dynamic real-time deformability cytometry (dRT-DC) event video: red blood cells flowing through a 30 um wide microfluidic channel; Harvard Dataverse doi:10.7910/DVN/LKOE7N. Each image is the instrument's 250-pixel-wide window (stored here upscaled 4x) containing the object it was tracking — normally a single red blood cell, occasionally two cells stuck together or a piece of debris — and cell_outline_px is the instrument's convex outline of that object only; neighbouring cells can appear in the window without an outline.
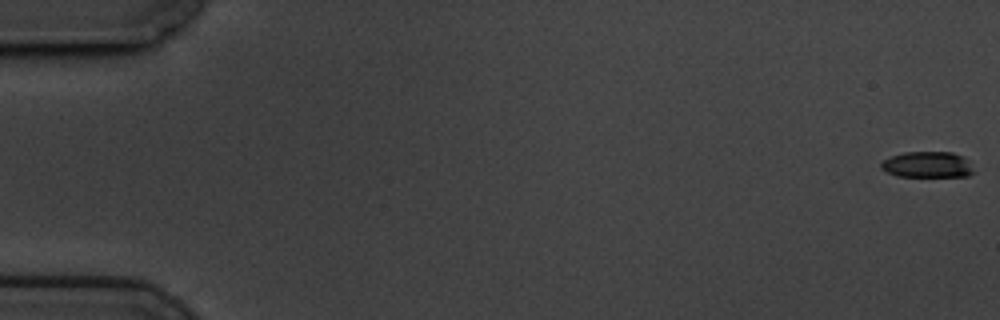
{"species": "common noctule bat (a hibernating species)", "species_latin": "Nyctalus noctula", "temperature_condition": "cold", "stored_images_in_passage": 55, "camera_frame_rate_fps": 3000, "um_per_image_px": 0.085, "animal": {"sex": "male", "body_mass_g": 19.5, "forearm_length_mm": 54.6}, "frame": {"image": 1, "passage_image": 1, "time_ms": 0.0, "image_size_px": [1000, 320], "cell_outline_px": [[976, 172], [968, 176], [896, 176], [880, 168], [880, 164], [884, 160], [892, 156], [904, 152], [952, 152], [964, 156], [968, 160]], "centroid_in_image_um": [78.87, 13.99], "position_along_channel_um": 6.1, "area_um2": 14.1}}
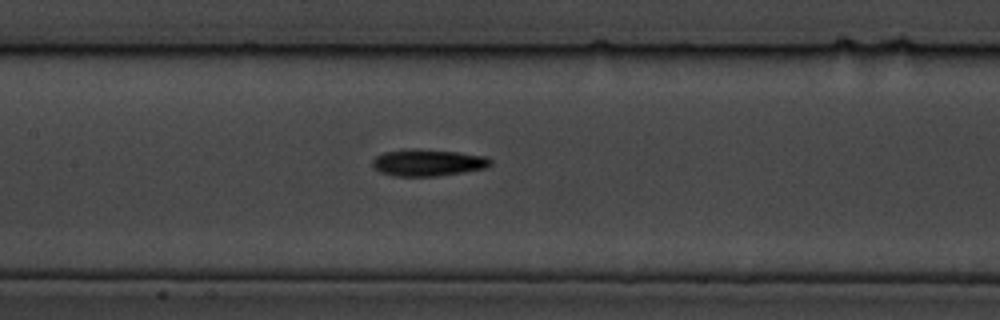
{"frame": {"image": 2, "passage_image": 29, "time_ms": 9.333, "image_size_px": [1000, 320], "cell_outline_px": [[492, 164], [484, 168], [464, 172], [436, 176], [392, 176], [380, 172], [372, 164], [372, 160], [376, 156], [384, 152], [412, 148], [416, 148], [456, 152], [484, 156], [492, 160]], "centroid_in_image_um": [36.35, 13.82], "position_along_channel_um": 171.1, "area_um2": 18.38}}
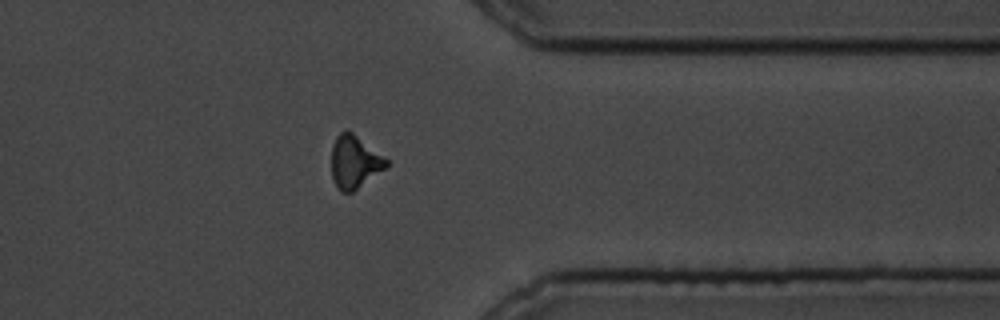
{"frame": {"image": 3, "passage_image": 48, "time_ms": 15.667, "image_size_px": [1000, 320], "cell_outline_px": [[388, 164], [384, 168], [352, 192], [340, 192], [336, 188], [332, 176], [332, 144], [336, 136], [340, 132], [352, 132], [388, 160]], "centroid_in_image_um": [30.09, 13.77], "position_along_channel_um": 381.3, "area_um2": 16.47}}